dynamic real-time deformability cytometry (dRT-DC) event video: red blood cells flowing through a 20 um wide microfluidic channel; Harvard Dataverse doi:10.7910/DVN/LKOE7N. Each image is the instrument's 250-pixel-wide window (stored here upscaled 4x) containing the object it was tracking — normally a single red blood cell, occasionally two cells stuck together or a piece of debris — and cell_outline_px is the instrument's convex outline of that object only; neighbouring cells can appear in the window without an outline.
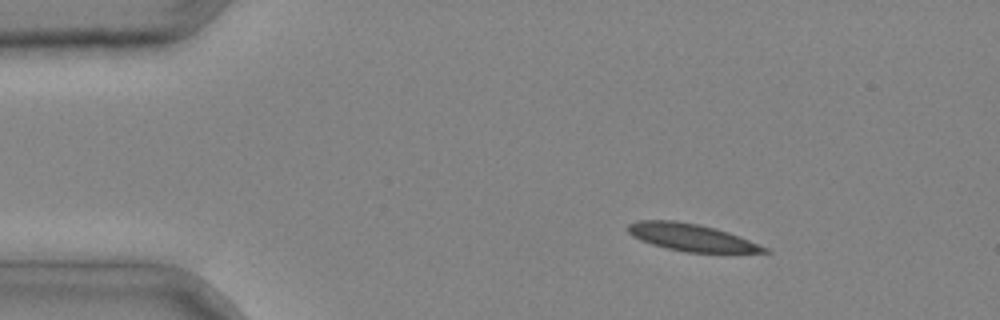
{"species": "common noctule bat (a hibernating species)", "species_latin": "Nyctalus noctula", "temperature_condition": "cold", "stored_images_in_passage": 3, "camera_frame_rate_fps": 3000, "um_per_image_px": 0.085, "animal": {"sex": "male", "body_mass_g": 20.4}, "frame": {"image": 1, "passage_image": 1, "time_ms": 0.0, "image_size_px": [1000, 320], "cell_outline_px": [[772, 252], [684, 252], [652, 244], [640, 240], [632, 236], [628, 232], [628, 224], [640, 220], [676, 220], [700, 224], [716, 228], [728, 232], [768, 248]], "centroid_in_image_um": [58.73, 20.16], "position_along_channel_um": 26.3, "area_um2": 21.44}}